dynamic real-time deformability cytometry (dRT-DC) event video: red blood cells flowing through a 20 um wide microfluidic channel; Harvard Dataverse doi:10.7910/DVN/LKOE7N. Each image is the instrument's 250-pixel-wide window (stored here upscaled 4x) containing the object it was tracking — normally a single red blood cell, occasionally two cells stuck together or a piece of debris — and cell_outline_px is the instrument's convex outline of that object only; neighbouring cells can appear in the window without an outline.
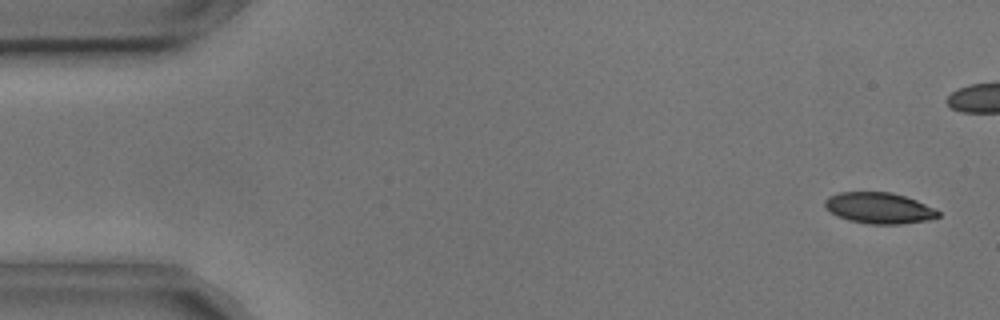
{"species": "common noctule bat (a hibernating species)", "species_latin": "Nyctalus noctula", "temperature_condition": "cold", "stored_images_in_passage": 5, "camera_frame_rate_fps": 3000, "um_per_image_px": 0.085, "animal": {"sex": "male", "body_mass_g": 17.9, "forearm_length_mm": 54.2}, "frame": {"image": 1, "passage_image": 1, "time_ms": 0.0, "image_size_px": [1000, 320], "cell_outline_px": [[940, 216], [928, 220], [900, 224], [868, 224], [848, 220], [836, 216], [824, 208], [824, 200], [828, 196], [840, 192], [892, 192], [916, 200], [936, 208], [940, 212]], "centroid_in_image_um": [74.7, 17.68], "position_along_channel_um": 10.3, "area_um2": 20.75}}